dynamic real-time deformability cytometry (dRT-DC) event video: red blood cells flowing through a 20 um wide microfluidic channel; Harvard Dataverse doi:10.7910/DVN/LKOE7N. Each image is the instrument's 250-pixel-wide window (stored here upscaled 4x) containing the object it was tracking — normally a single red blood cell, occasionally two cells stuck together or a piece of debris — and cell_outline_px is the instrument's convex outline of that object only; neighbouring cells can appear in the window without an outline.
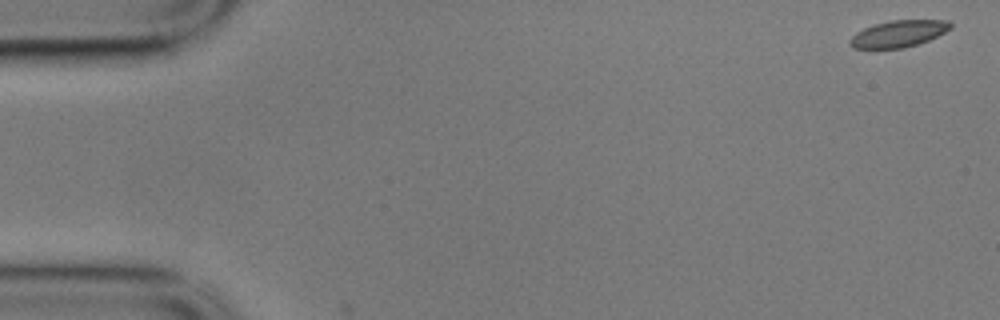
{"species": "common noctule bat (a hibernating species)", "species_latin": "Nyctalus noctula", "temperature_condition": "cold", "stored_images_in_passage": 2, "camera_frame_rate_fps": 3000, "um_per_image_px": 0.085, "animal": {"sex": "male", "body_mass_g": 17.9}, "frame": {"image": 1, "passage_image": 1, "time_ms": 0.0, "image_size_px": [1000, 320], "cell_outline_px": [[952, 28], [928, 40], [904, 48], [856, 48], [848, 44], [848, 40], [856, 32], [864, 28], [888, 20], [948, 20], [952, 24]], "centroid_in_image_um": [76.36, 2.86], "position_along_channel_um": 8.6, "area_um2": 15.55}}